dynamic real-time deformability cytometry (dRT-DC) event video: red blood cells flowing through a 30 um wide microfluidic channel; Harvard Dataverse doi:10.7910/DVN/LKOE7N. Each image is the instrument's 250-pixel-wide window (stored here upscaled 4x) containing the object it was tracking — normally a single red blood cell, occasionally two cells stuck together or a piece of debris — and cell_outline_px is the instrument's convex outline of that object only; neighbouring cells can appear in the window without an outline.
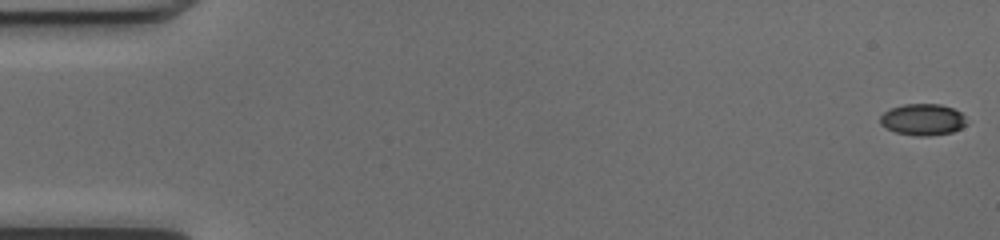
{"species": "common noctule bat (a hibernating species)", "species_latin": "Nyctalus noctula", "temperature_condition": "cold", "stored_images_in_passage": 51, "camera_frame_rate_fps": 3000, "um_per_image_px": 0.085, "animal": {"sex": "female", "body_mass_g": 17.0, "forearm_length_mm": 48.0}, "frame": {"image": 1, "passage_image": 1, "time_ms": 0.0, "image_size_px": [1000, 240], "cell_outline_px": [[968, 124], [952, 132], [928, 136], [916, 136], [896, 132], [880, 124], [880, 116], [884, 112], [892, 108], [904, 104], [940, 104], [952, 108], [960, 112], [964, 116]], "centroid_in_image_um": [78.45, 10.16], "position_along_channel_um": 6.6, "area_um2": 15.78}}
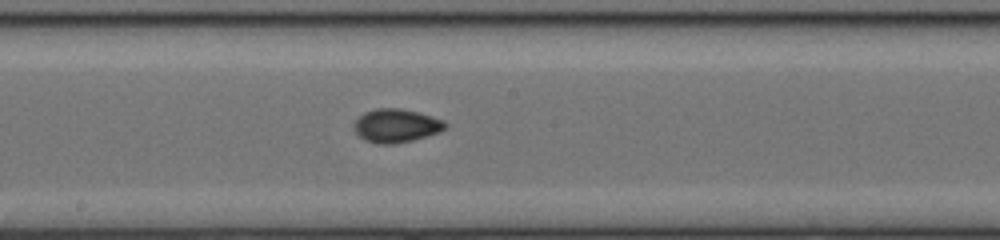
{"frame": {"image": 2, "passage_image": 28, "time_ms": 9.0, "image_size_px": [1000, 240], "cell_outline_px": [[448, 128], [440, 132], [412, 140], [396, 144], [376, 144], [364, 140], [356, 132], [352, 124], [364, 112], [376, 108], [400, 108], [432, 116], [444, 120], [448, 124]], "centroid_in_image_um": [33.69, 10.69], "position_along_channel_um": 214.5, "area_um2": 17.98}}
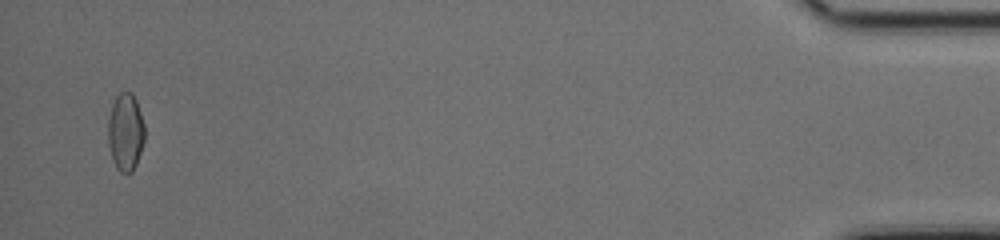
{"frame": {"image": 3, "passage_image": 50, "time_ms": 16.333, "image_size_px": [1000, 240], "cell_outline_px": [[144, 140], [136, 164], [132, 172], [128, 176], [120, 172], [116, 168], [112, 160], [108, 144], [108, 120], [112, 104], [116, 96], [120, 92], [132, 92], [136, 100], [144, 124]], "centroid_in_image_um": [10.66, 11.26], "position_along_channel_um": 424.5, "area_um2": 16.7}, "authors_computed_cell_mechanics": {"area_um2": 16.762, "velocity_mm_per_s": 4.0781, "shape_relaxation_time_tau1_ms": 8.4534, "shape_relaxation_time_tau2_ms": 1.7682, "deformation_change_tau1": 0.1604, "deformation_change_tau2": 0.0535}}